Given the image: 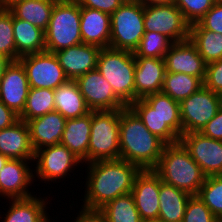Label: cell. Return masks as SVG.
<instances>
[{
	"instance_id": "cell-13",
	"label": "cell",
	"mask_w": 222,
	"mask_h": 222,
	"mask_svg": "<svg viewBox=\"0 0 222 222\" xmlns=\"http://www.w3.org/2000/svg\"><path fill=\"white\" fill-rule=\"evenodd\" d=\"M75 81L91 111L121 110L127 107L96 69L79 76Z\"/></svg>"
},
{
	"instance_id": "cell-7",
	"label": "cell",
	"mask_w": 222,
	"mask_h": 222,
	"mask_svg": "<svg viewBox=\"0 0 222 222\" xmlns=\"http://www.w3.org/2000/svg\"><path fill=\"white\" fill-rule=\"evenodd\" d=\"M110 18L109 47L134 52L145 33L144 5L139 2L122 4Z\"/></svg>"
},
{
	"instance_id": "cell-26",
	"label": "cell",
	"mask_w": 222,
	"mask_h": 222,
	"mask_svg": "<svg viewBox=\"0 0 222 222\" xmlns=\"http://www.w3.org/2000/svg\"><path fill=\"white\" fill-rule=\"evenodd\" d=\"M55 111L66 119L81 117L91 110L87 107L75 80H68L54 90Z\"/></svg>"
},
{
	"instance_id": "cell-31",
	"label": "cell",
	"mask_w": 222,
	"mask_h": 222,
	"mask_svg": "<svg viewBox=\"0 0 222 222\" xmlns=\"http://www.w3.org/2000/svg\"><path fill=\"white\" fill-rule=\"evenodd\" d=\"M202 87L203 82L198 77L166 72L161 92L180 103Z\"/></svg>"
},
{
	"instance_id": "cell-48",
	"label": "cell",
	"mask_w": 222,
	"mask_h": 222,
	"mask_svg": "<svg viewBox=\"0 0 222 222\" xmlns=\"http://www.w3.org/2000/svg\"><path fill=\"white\" fill-rule=\"evenodd\" d=\"M7 62H8V60H6L5 58L0 56V79H1L2 71H3Z\"/></svg>"
},
{
	"instance_id": "cell-33",
	"label": "cell",
	"mask_w": 222,
	"mask_h": 222,
	"mask_svg": "<svg viewBox=\"0 0 222 222\" xmlns=\"http://www.w3.org/2000/svg\"><path fill=\"white\" fill-rule=\"evenodd\" d=\"M55 111V95L53 89L30 88L25 108L19 119L27 122L36 117Z\"/></svg>"
},
{
	"instance_id": "cell-23",
	"label": "cell",
	"mask_w": 222,
	"mask_h": 222,
	"mask_svg": "<svg viewBox=\"0 0 222 222\" xmlns=\"http://www.w3.org/2000/svg\"><path fill=\"white\" fill-rule=\"evenodd\" d=\"M91 123L92 111L81 117L67 119L61 138V144L66 146L83 164H87Z\"/></svg>"
},
{
	"instance_id": "cell-40",
	"label": "cell",
	"mask_w": 222,
	"mask_h": 222,
	"mask_svg": "<svg viewBox=\"0 0 222 222\" xmlns=\"http://www.w3.org/2000/svg\"><path fill=\"white\" fill-rule=\"evenodd\" d=\"M203 86L222 95V59L207 64Z\"/></svg>"
},
{
	"instance_id": "cell-14",
	"label": "cell",
	"mask_w": 222,
	"mask_h": 222,
	"mask_svg": "<svg viewBox=\"0 0 222 222\" xmlns=\"http://www.w3.org/2000/svg\"><path fill=\"white\" fill-rule=\"evenodd\" d=\"M30 86L22 63L8 61L0 79V100L20 116L25 108Z\"/></svg>"
},
{
	"instance_id": "cell-44",
	"label": "cell",
	"mask_w": 222,
	"mask_h": 222,
	"mask_svg": "<svg viewBox=\"0 0 222 222\" xmlns=\"http://www.w3.org/2000/svg\"><path fill=\"white\" fill-rule=\"evenodd\" d=\"M74 222H107L104 213L100 209L81 207Z\"/></svg>"
},
{
	"instance_id": "cell-3",
	"label": "cell",
	"mask_w": 222,
	"mask_h": 222,
	"mask_svg": "<svg viewBox=\"0 0 222 222\" xmlns=\"http://www.w3.org/2000/svg\"><path fill=\"white\" fill-rule=\"evenodd\" d=\"M166 184L197 195L206 176L181 142L166 144L153 169Z\"/></svg>"
},
{
	"instance_id": "cell-10",
	"label": "cell",
	"mask_w": 222,
	"mask_h": 222,
	"mask_svg": "<svg viewBox=\"0 0 222 222\" xmlns=\"http://www.w3.org/2000/svg\"><path fill=\"white\" fill-rule=\"evenodd\" d=\"M19 61L26 70L30 88L55 90L69 79L54 53L44 51L21 56Z\"/></svg>"
},
{
	"instance_id": "cell-47",
	"label": "cell",
	"mask_w": 222,
	"mask_h": 222,
	"mask_svg": "<svg viewBox=\"0 0 222 222\" xmlns=\"http://www.w3.org/2000/svg\"><path fill=\"white\" fill-rule=\"evenodd\" d=\"M25 0H0V8L10 9L14 4Z\"/></svg>"
},
{
	"instance_id": "cell-49",
	"label": "cell",
	"mask_w": 222,
	"mask_h": 222,
	"mask_svg": "<svg viewBox=\"0 0 222 222\" xmlns=\"http://www.w3.org/2000/svg\"><path fill=\"white\" fill-rule=\"evenodd\" d=\"M8 160L9 158L0 153V170L3 168V166L6 164Z\"/></svg>"
},
{
	"instance_id": "cell-51",
	"label": "cell",
	"mask_w": 222,
	"mask_h": 222,
	"mask_svg": "<svg viewBox=\"0 0 222 222\" xmlns=\"http://www.w3.org/2000/svg\"><path fill=\"white\" fill-rule=\"evenodd\" d=\"M142 222H164V221H160V220H148V221H142Z\"/></svg>"
},
{
	"instance_id": "cell-28",
	"label": "cell",
	"mask_w": 222,
	"mask_h": 222,
	"mask_svg": "<svg viewBox=\"0 0 222 222\" xmlns=\"http://www.w3.org/2000/svg\"><path fill=\"white\" fill-rule=\"evenodd\" d=\"M129 107L138 115L146 128L166 144L180 142V137L143 98L137 99Z\"/></svg>"
},
{
	"instance_id": "cell-20",
	"label": "cell",
	"mask_w": 222,
	"mask_h": 222,
	"mask_svg": "<svg viewBox=\"0 0 222 222\" xmlns=\"http://www.w3.org/2000/svg\"><path fill=\"white\" fill-rule=\"evenodd\" d=\"M166 68L162 58H135V101L161 92Z\"/></svg>"
},
{
	"instance_id": "cell-46",
	"label": "cell",
	"mask_w": 222,
	"mask_h": 222,
	"mask_svg": "<svg viewBox=\"0 0 222 222\" xmlns=\"http://www.w3.org/2000/svg\"><path fill=\"white\" fill-rule=\"evenodd\" d=\"M175 0H138L143 5H163L172 4Z\"/></svg>"
},
{
	"instance_id": "cell-4",
	"label": "cell",
	"mask_w": 222,
	"mask_h": 222,
	"mask_svg": "<svg viewBox=\"0 0 222 222\" xmlns=\"http://www.w3.org/2000/svg\"><path fill=\"white\" fill-rule=\"evenodd\" d=\"M96 70L112 86L115 95L126 105L135 101L134 53L110 47L101 48Z\"/></svg>"
},
{
	"instance_id": "cell-22",
	"label": "cell",
	"mask_w": 222,
	"mask_h": 222,
	"mask_svg": "<svg viewBox=\"0 0 222 222\" xmlns=\"http://www.w3.org/2000/svg\"><path fill=\"white\" fill-rule=\"evenodd\" d=\"M26 122L18 120L12 126L0 130V153L9 159L34 160Z\"/></svg>"
},
{
	"instance_id": "cell-21",
	"label": "cell",
	"mask_w": 222,
	"mask_h": 222,
	"mask_svg": "<svg viewBox=\"0 0 222 222\" xmlns=\"http://www.w3.org/2000/svg\"><path fill=\"white\" fill-rule=\"evenodd\" d=\"M110 14L87 7H81L80 32L82 43L109 47L111 36Z\"/></svg>"
},
{
	"instance_id": "cell-41",
	"label": "cell",
	"mask_w": 222,
	"mask_h": 222,
	"mask_svg": "<svg viewBox=\"0 0 222 222\" xmlns=\"http://www.w3.org/2000/svg\"><path fill=\"white\" fill-rule=\"evenodd\" d=\"M198 23L204 29L222 34V2L214 3Z\"/></svg>"
},
{
	"instance_id": "cell-36",
	"label": "cell",
	"mask_w": 222,
	"mask_h": 222,
	"mask_svg": "<svg viewBox=\"0 0 222 222\" xmlns=\"http://www.w3.org/2000/svg\"><path fill=\"white\" fill-rule=\"evenodd\" d=\"M197 196L217 219H222V175L207 176Z\"/></svg>"
},
{
	"instance_id": "cell-53",
	"label": "cell",
	"mask_w": 222,
	"mask_h": 222,
	"mask_svg": "<svg viewBox=\"0 0 222 222\" xmlns=\"http://www.w3.org/2000/svg\"><path fill=\"white\" fill-rule=\"evenodd\" d=\"M214 1V3H216V2H222V0H213Z\"/></svg>"
},
{
	"instance_id": "cell-35",
	"label": "cell",
	"mask_w": 222,
	"mask_h": 222,
	"mask_svg": "<svg viewBox=\"0 0 222 222\" xmlns=\"http://www.w3.org/2000/svg\"><path fill=\"white\" fill-rule=\"evenodd\" d=\"M174 42L164 34L158 32L144 33L139 46L133 52L134 58H162Z\"/></svg>"
},
{
	"instance_id": "cell-17",
	"label": "cell",
	"mask_w": 222,
	"mask_h": 222,
	"mask_svg": "<svg viewBox=\"0 0 222 222\" xmlns=\"http://www.w3.org/2000/svg\"><path fill=\"white\" fill-rule=\"evenodd\" d=\"M164 62L166 72L184 73L198 77L202 82L204 81L207 63L189 39L174 42L165 54Z\"/></svg>"
},
{
	"instance_id": "cell-11",
	"label": "cell",
	"mask_w": 222,
	"mask_h": 222,
	"mask_svg": "<svg viewBox=\"0 0 222 222\" xmlns=\"http://www.w3.org/2000/svg\"><path fill=\"white\" fill-rule=\"evenodd\" d=\"M34 161H36L34 178H40L44 183L56 181L57 179L65 180L66 176L70 175L83 162L76 157L66 146L61 143L46 146L34 152ZM72 170V171H71Z\"/></svg>"
},
{
	"instance_id": "cell-29",
	"label": "cell",
	"mask_w": 222,
	"mask_h": 222,
	"mask_svg": "<svg viewBox=\"0 0 222 222\" xmlns=\"http://www.w3.org/2000/svg\"><path fill=\"white\" fill-rule=\"evenodd\" d=\"M57 1L25 0L14 4L9 10L16 18L23 19L45 31Z\"/></svg>"
},
{
	"instance_id": "cell-52",
	"label": "cell",
	"mask_w": 222,
	"mask_h": 222,
	"mask_svg": "<svg viewBox=\"0 0 222 222\" xmlns=\"http://www.w3.org/2000/svg\"><path fill=\"white\" fill-rule=\"evenodd\" d=\"M215 222H222V219H216Z\"/></svg>"
},
{
	"instance_id": "cell-43",
	"label": "cell",
	"mask_w": 222,
	"mask_h": 222,
	"mask_svg": "<svg viewBox=\"0 0 222 222\" xmlns=\"http://www.w3.org/2000/svg\"><path fill=\"white\" fill-rule=\"evenodd\" d=\"M200 133L214 140L222 141V106L217 114L203 127Z\"/></svg>"
},
{
	"instance_id": "cell-34",
	"label": "cell",
	"mask_w": 222,
	"mask_h": 222,
	"mask_svg": "<svg viewBox=\"0 0 222 222\" xmlns=\"http://www.w3.org/2000/svg\"><path fill=\"white\" fill-rule=\"evenodd\" d=\"M100 210L107 222H142L131 193L116 197Z\"/></svg>"
},
{
	"instance_id": "cell-1",
	"label": "cell",
	"mask_w": 222,
	"mask_h": 222,
	"mask_svg": "<svg viewBox=\"0 0 222 222\" xmlns=\"http://www.w3.org/2000/svg\"><path fill=\"white\" fill-rule=\"evenodd\" d=\"M83 207L100 209L116 197L131 193L141 169L123 159L100 160L87 164Z\"/></svg>"
},
{
	"instance_id": "cell-30",
	"label": "cell",
	"mask_w": 222,
	"mask_h": 222,
	"mask_svg": "<svg viewBox=\"0 0 222 222\" xmlns=\"http://www.w3.org/2000/svg\"><path fill=\"white\" fill-rule=\"evenodd\" d=\"M189 40L207 64L222 59V34L204 29L197 22L190 25Z\"/></svg>"
},
{
	"instance_id": "cell-15",
	"label": "cell",
	"mask_w": 222,
	"mask_h": 222,
	"mask_svg": "<svg viewBox=\"0 0 222 222\" xmlns=\"http://www.w3.org/2000/svg\"><path fill=\"white\" fill-rule=\"evenodd\" d=\"M30 161L9 159L0 170V197L9 199H24L32 195L28 187L34 182V171L30 169ZM29 164V165H28Z\"/></svg>"
},
{
	"instance_id": "cell-9",
	"label": "cell",
	"mask_w": 222,
	"mask_h": 222,
	"mask_svg": "<svg viewBox=\"0 0 222 222\" xmlns=\"http://www.w3.org/2000/svg\"><path fill=\"white\" fill-rule=\"evenodd\" d=\"M144 29L164 34L173 42H182L189 39L190 24L174 3L144 5Z\"/></svg>"
},
{
	"instance_id": "cell-42",
	"label": "cell",
	"mask_w": 222,
	"mask_h": 222,
	"mask_svg": "<svg viewBox=\"0 0 222 222\" xmlns=\"http://www.w3.org/2000/svg\"><path fill=\"white\" fill-rule=\"evenodd\" d=\"M80 7L96 9L108 14H113L121 5L120 0H75Z\"/></svg>"
},
{
	"instance_id": "cell-24",
	"label": "cell",
	"mask_w": 222,
	"mask_h": 222,
	"mask_svg": "<svg viewBox=\"0 0 222 222\" xmlns=\"http://www.w3.org/2000/svg\"><path fill=\"white\" fill-rule=\"evenodd\" d=\"M47 199V197L42 199L37 195L24 199H9V204L10 202L11 204L3 222H51L45 210L49 202Z\"/></svg>"
},
{
	"instance_id": "cell-12",
	"label": "cell",
	"mask_w": 222,
	"mask_h": 222,
	"mask_svg": "<svg viewBox=\"0 0 222 222\" xmlns=\"http://www.w3.org/2000/svg\"><path fill=\"white\" fill-rule=\"evenodd\" d=\"M180 142L206 177L222 175V141L192 132L182 134Z\"/></svg>"
},
{
	"instance_id": "cell-32",
	"label": "cell",
	"mask_w": 222,
	"mask_h": 222,
	"mask_svg": "<svg viewBox=\"0 0 222 222\" xmlns=\"http://www.w3.org/2000/svg\"><path fill=\"white\" fill-rule=\"evenodd\" d=\"M164 120V122L179 136L182 135L180 119V103L167 94L157 92L143 98Z\"/></svg>"
},
{
	"instance_id": "cell-8",
	"label": "cell",
	"mask_w": 222,
	"mask_h": 222,
	"mask_svg": "<svg viewBox=\"0 0 222 222\" xmlns=\"http://www.w3.org/2000/svg\"><path fill=\"white\" fill-rule=\"evenodd\" d=\"M222 106V95L204 86L180 102L182 134L200 132Z\"/></svg>"
},
{
	"instance_id": "cell-25",
	"label": "cell",
	"mask_w": 222,
	"mask_h": 222,
	"mask_svg": "<svg viewBox=\"0 0 222 222\" xmlns=\"http://www.w3.org/2000/svg\"><path fill=\"white\" fill-rule=\"evenodd\" d=\"M192 195L166 184L160 178L158 220L164 222H182L189 198Z\"/></svg>"
},
{
	"instance_id": "cell-50",
	"label": "cell",
	"mask_w": 222,
	"mask_h": 222,
	"mask_svg": "<svg viewBox=\"0 0 222 222\" xmlns=\"http://www.w3.org/2000/svg\"><path fill=\"white\" fill-rule=\"evenodd\" d=\"M120 1H121L122 4L138 2V0H120Z\"/></svg>"
},
{
	"instance_id": "cell-5",
	"label": "cell",
	"mask_w": 222,
	"mask_h": 222,
	"mask_svg": "<svg viewBox=\"0 0 222 222\" xmlns=\"http://www.w3.org/2000/svg\"><path fill=\"white\" fill-rule=\"evenodd\" d=\"M81 7L75 0H58L45 33V49L54 53L82 43Z\"/></svg>"
},
{
	"instance_id": "cell-45",
	"label": "cell",
	"mask_w": 222,
	"mask_h": 222,
	"mask_svg": "<svg viewBox=\"0 0 222 222\" xmlns=\"http://www.w3.org/2000/svg\"><path fill=\"white\" fill-rule=\"evenodd\" d=\"M18 120L19 116L0 100V130L12 126Z\"/></svg>"
},
{
	"instance_id": "cell-37",
	"label": "cell",
	"mask_w": 222,
	"mask_h": 222,
	"mask_svg": "<svg viewBox=\"0 0 222 222\" xmlns=\"http://www.w3.org/2000/svg\"><path fill=\"white\" fill-rule=\"evenodd\" d=\"M0 56L8 61H18L16 52L13 14L9 9L0 8Z\"/></svg>"
},
{
	"instance_id": "cell-16",
	"label": "cell",
	"mask_w": 222,
	"mask_h": 222,
	"mask_svg": "<svg viewBox=\"0 0 222 222\" xmlns=\"http://www.w3.org/2000/svg\"><path fill=\"white\" fill-rule=\"evenodd\" d=\"M160 176L153 169L141 170L135 177L131 194L142 221L159 215Z\"/></svg>"
},
{
	"instance_id": "cell-18",
	"label": "cell",
	"mask_w": 222,
	"mask_h": 222,
	"mask_svg": "<svg viewBox=\"0 0 222 222\" xmlns=\"http://www.w3.org/2000/svg\"><path fill=\"white\" fill-rule=\"evenodd\" d=\"M100 47L81 43L66 49L56 51L60 66L69 80H76L79 76L96 69Z\"/></svg>"
},
{
	"instance_id": "cell-2",
	"label": "cell",
	"mask_w": 222,
	"mask_h": 222,
	"mask_svg": "<svg viewBox=\"0 0 222 222\" xmlns=\"http://www.w3.org/2000/svg\"><path fill=\"white\" fill-rule=\"evenodd\" d=\"M120 159L137 165L141 170L154 169L166 143L151 133L129 107L120 110Z\"/></svg>"
},
{
	"instance_id": "cell-6",
	"label": "cell",
	"mask_w": 222,
	"mask_h": 222,
	"mask_svg": "<svg viewBox=\"0 0 222 222\" xmlns=\"http://www.w3.org/2000/svg\"><path fill=\"white\" fill-rule=\"evenodd\" d=\"M120 110L92 111L87 164L120 159Z\"/></svg>"
},
{
	"instance_id": "cell-39",
	"label": "cell",
	"mask_w": 222,
	"mask_h": 222,
	"mask_svg": "<svg viewBox=\"0 0 222 222\" xmlns=\"http://www.w3.org/2000/svg\"><path fill=\"white\" fill-rule=\"evenodd\" d=\"M216 219L211 210L197 195H192L189 198L182 222H215Z\"/></svg>"
},
{
	"instance_id": "cell-38",
	"label": "cell",
	"mask_w": 222,
	"mask_h": 222,
	"mask_svg": "<svg viewBox=\"0 0 222 222\" xmlns=\"http://www.w3.org/2000/svg\"><path fill=\"white\" fill-rule=\"evenodd\" d=\"M174 4L182 12L185 20L190 24L200 19L213 7V0H175Z\"/></svg>"
},
{
	"instance_id": "cell-19",
	"label": "cell",
	"mask_w": 222,
	"mask_h": 222,
	"mask_svg": "<svg viewBox=\"0 0 222 222\" xmlns=\"http://www.w3.org/2000/svg\"><path fill=\"white\" fill-rule=\"evenodd\" d=\"M66 120L58 111L28 120L26 123L33 150L61 143Z\"/></svg>"
},
{
	"instance_id": "cell-27",
	"label": "cell",
	"mask_w": 222,
	"mask_h": 222,
	"mask_svg": "<svg viewBox=\"0 0 222 222\" xmlns=\"http://www.w3.org/2000/svg\"><path fill=\"white\" fill-rule=\"evenodd\" d=\"M13 30L16 52L20 57L46 51L45 33L41 28L13 15Z\"/></svg>"
}]
</instances>
